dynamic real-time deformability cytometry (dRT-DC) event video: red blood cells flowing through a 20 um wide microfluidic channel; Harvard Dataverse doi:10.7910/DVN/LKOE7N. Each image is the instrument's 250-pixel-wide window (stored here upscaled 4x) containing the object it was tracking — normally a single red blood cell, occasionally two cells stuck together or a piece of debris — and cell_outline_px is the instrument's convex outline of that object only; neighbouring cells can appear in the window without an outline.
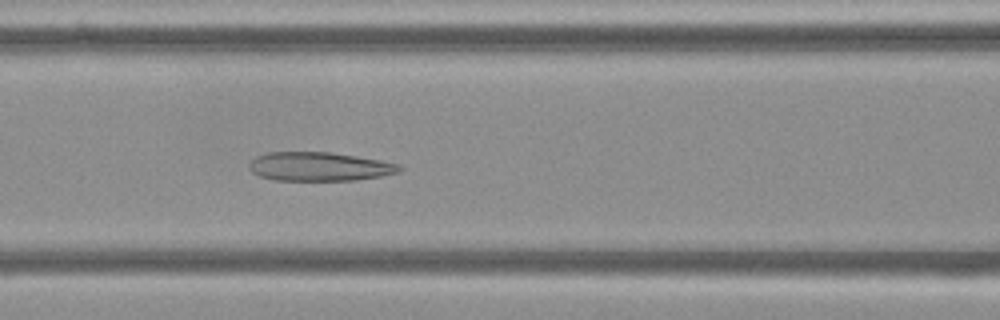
{"species": "Egyptian fruit bat (a non-hibernating species)", "species_latin": "Rousettus aegyptiacus", "temperature_condition": "cold", "stored_images_in_passage": 55, "camera_frame_rate_fps": 3000, "um_per_image_px": 0.085, "frame": {"image": 1, "passage_image": 23, "time_ms": 7.333, "image_size_px": [1000, 320], "cell_outline_px": [[404, 168], [396, 172], [380, 176], [356, 180], [272, 180], [260, 176], [252, 172], [248, 168], [248, 164], [256, 156], [268, 152], [332, 152], [380, 160], [400, 164]], "centroid_in_image_um": [27.12, 14.15], "position_along_channel_um": 139.5, "area_um2": 25.26}}
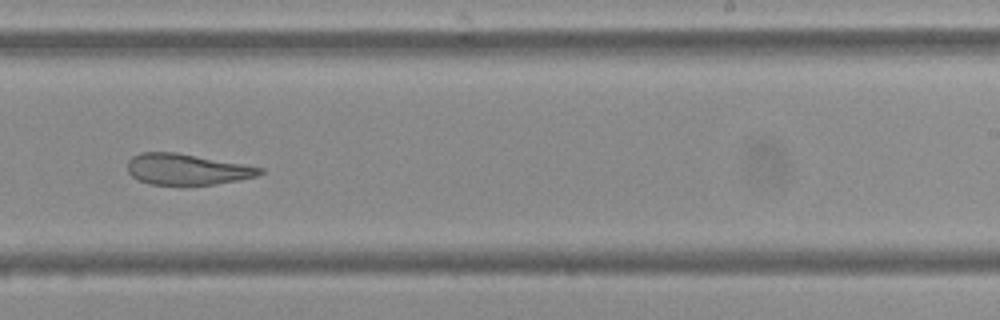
{"frame": {"image": 2, "passage_image": 34, "time_ms": 11.0, "image_size_px": [1000, 320], "cell_outline_px": [[264, 172], [256, 176], [240, 180], [212, 184], [148, 184], [132, 176], [128, 172], [128, 160], [132, 156], [140, 152], [176, 152], [264, 168]], "centroid_in_image_um": [15.87, 14.38], "position_along_channel_um": 273.1, "area_um2": 23.64}}
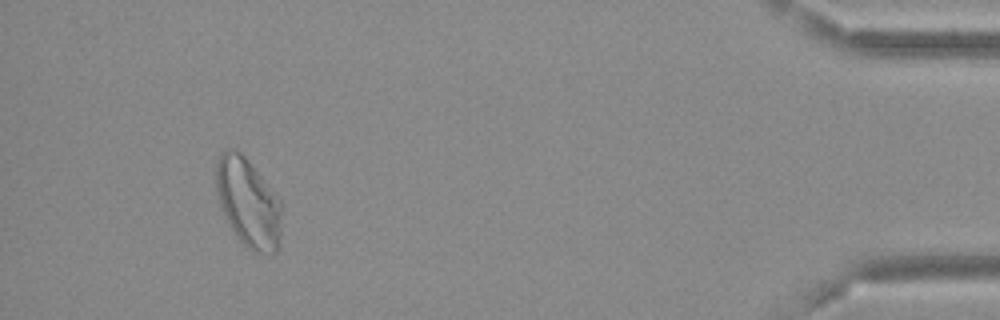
{"frame": {"image": 3, "passage_image": 51, "time_ms": 16.667, "image_size_px": [1000, 320], "cell_outline_px": [[284, 204], [280, 244], [276, 252], [252, 252], [236, 236], [228, 224], [220, 204], [216, 192], [216, 160], [220, 152], [228, 148], [232, 148], [240, 152], [248, 160]], "centroid_in_image_um": [21.12, 17.23], "position_along_channel_um": 414.1, "area_um2": 34.45}}